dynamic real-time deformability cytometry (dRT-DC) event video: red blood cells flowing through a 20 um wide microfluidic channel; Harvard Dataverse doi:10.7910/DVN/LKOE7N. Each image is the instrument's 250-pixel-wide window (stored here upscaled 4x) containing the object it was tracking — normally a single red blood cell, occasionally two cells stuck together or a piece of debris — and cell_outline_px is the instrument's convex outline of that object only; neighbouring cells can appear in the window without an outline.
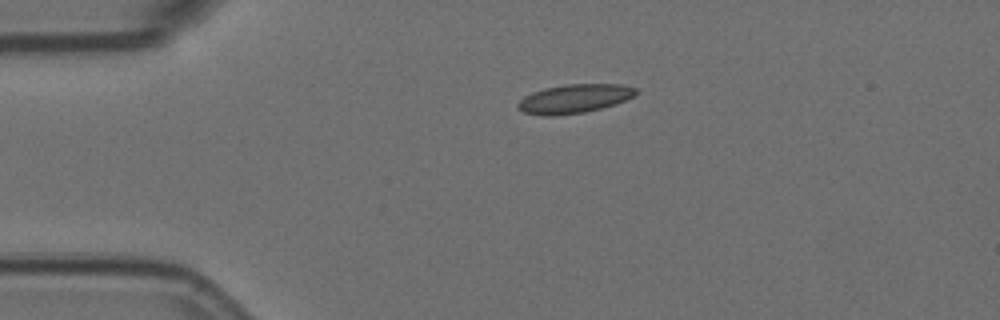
{"species": "Egyptian fruit bat (a non-hibernating species)", "species_latin": "Rousettus aegyptiacus", "temperature_condition": "room temperature", "stored_images_in_passage": 5, "camera_frame_rate_fps": 3000, "um_per_image_px": 0.085, "animal": {"sex": "female"}, "frame": {"image": 1, "passage_image": 5, "time_ms": 1.333, "image_size_px": [1000, 320], "cell_outline_px": [[636, 92], [632, 96], [616, 104], [584, 112], [552, 116], [544, 116], [524, 112], [516, 108], [516, 104], [524, 96], [532, 92], [544, 88], [564, 84], [624, 84], [636, 88]], "centroid_in_image_um": [48.77, 8.38], "position_along_channel_um": 36.2, "area_um2": 19.83}}